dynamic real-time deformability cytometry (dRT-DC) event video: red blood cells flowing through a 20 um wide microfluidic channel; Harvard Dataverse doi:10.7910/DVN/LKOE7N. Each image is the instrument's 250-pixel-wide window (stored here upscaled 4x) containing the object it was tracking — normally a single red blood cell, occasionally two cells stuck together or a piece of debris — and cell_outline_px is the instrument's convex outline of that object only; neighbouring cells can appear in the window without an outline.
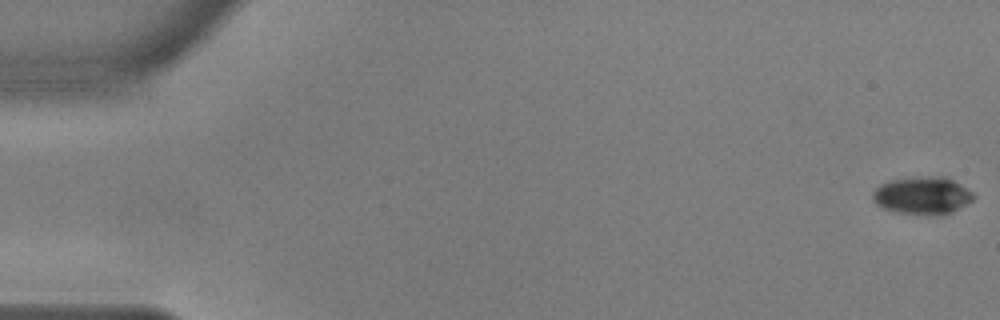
{"species": "common noctule bat (a hibernating species)", "species_latin": "Nyctalus noctula", "temperature_condition": "warm", "stored_images_in_passage": 56, "camera_frame_rate_fps": 3000, "um_per_image_px": 0.085, "animal": {"sex": "male", "body_mass_g": 17.9, "forearm_length_mm": 54.2}, "frame": {"image": 1, "passage_image": 1, "time_ms": 0.0, "image_size_px": [1000, 320], "cell_outline_px": [[976, 196], [972, 200], [952, 212], [944, 216], [932, 216], [896, 212], [884, 208], [876, 204], [872, 200], [872, 192], [880, 184], [892, 180], [932, 176], [944, 176], [960, 184], [972, 192]], "centroid_in_image_um": [78.41, 16.65], "position_along_channel_um": 6.6, "area_um2": 22.14}}
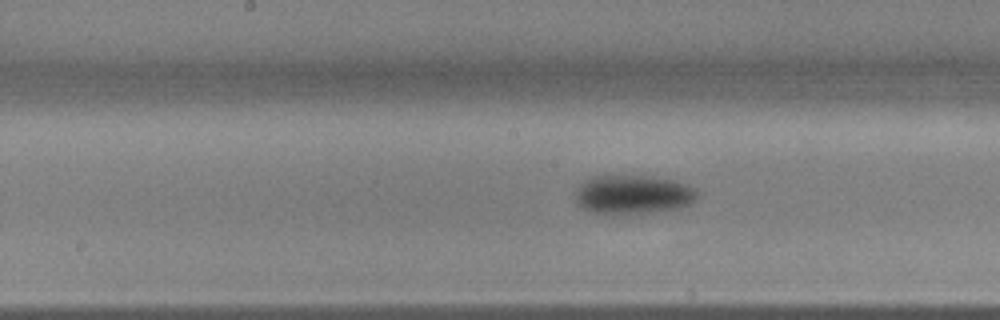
{"frame": {"image": 2, "passage_image": 29, "time_ms": 9.333, "image_size_px": [1000, 320], "cell_outline_px": [[700, 196], [692, 204], [676, 208], [656, 212], [612, 216], [592, 212], [580, 208], [576, 204], [576, 188], [584, 180], [592, 176], [644, 176], [672, 180], [688, 184]], "centroid_in_image_um": [53.76, 16.57], "position_along_channel_um": 194.4, "area_um2": 28.26}}
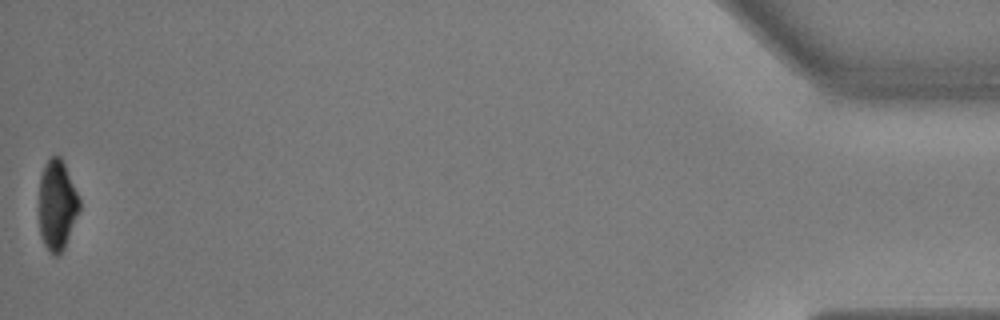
{"frame": {"image": 3, "passage_image": 56, "time_ms": 18.333, "image_size_px": [1000, 320], "cell_outline_px": [[80, 208], [64, 248], [60, 256], [52, 256], [44, 244], [40, 236], [40, 176], [44, 164], [52, 156], [60, 156], [64, 164], [80, 200]], "centroid_in_image_um": [4.84, 17.47], "position_along_channel_um": 430.4, "area_um2": 20.98}, "authors_computed_cell_mechanics": {"area_um2": 24.5939, "velocity_mm_per_s": 3.6458, "shape_relaxation_time_tau1_ms": 4.0804, "shape_relaxation_time_tau2_ms": null, "deformation_change_tau1": 0.1563, "deformation_change_tau2": null}}